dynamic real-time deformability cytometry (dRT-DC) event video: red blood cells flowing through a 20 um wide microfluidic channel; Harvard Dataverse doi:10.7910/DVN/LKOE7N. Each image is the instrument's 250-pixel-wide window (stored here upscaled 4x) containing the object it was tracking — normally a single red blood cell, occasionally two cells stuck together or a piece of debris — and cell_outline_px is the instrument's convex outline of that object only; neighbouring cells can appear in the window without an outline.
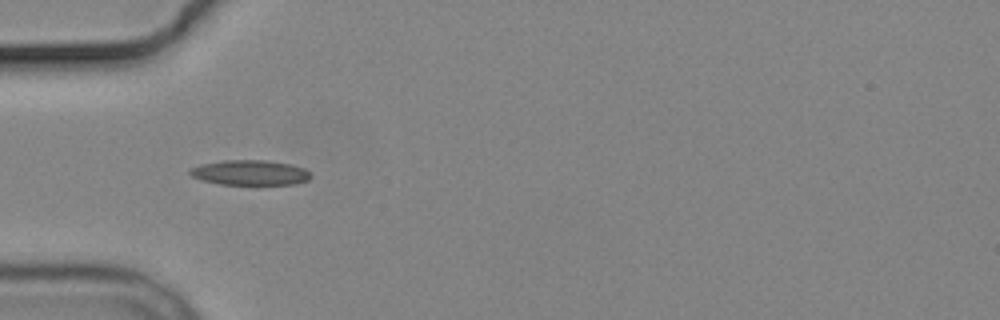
{"species": "common noctule bat (a hibernating species)", "species_latin": "Nyctalus noctula", "temperature_condition": "cold", "stored_images_in_passage": 3, "camera_frame_rate_fps": 3000, "um_per_image_px": 0.085, "animal": {"sex": "male", "body_mass_g": 19.2, "forearm_length_mm": 51.8}, "frame": {"image": 1, "passage_image": 2, "time_ms": 1.333, "image_size_px": [1000, 320], "cell_outline_px": [[312, 176], [308, 180], [296, 184], [220, 184], [200, 180], [192, 176], [188, 172], [192, 168], [200, 164], [224, 160], [264, 160], [288, 164], [304, 168]], "centroid_in_image_um": [21.23, 14.67], "position_along_channel_um": 63.8, "area_um2": 17.51}}
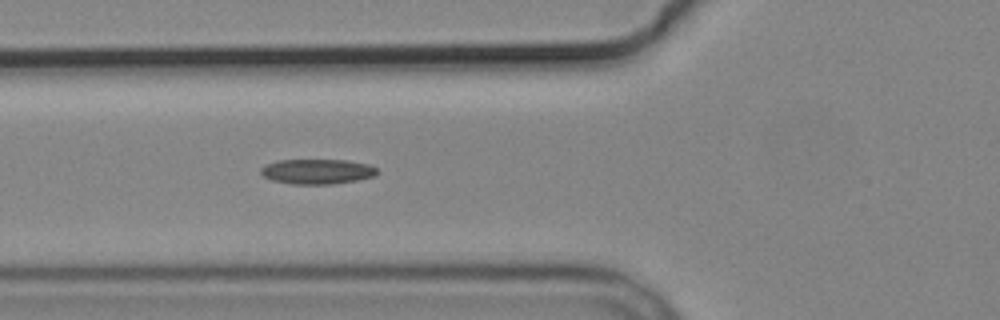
{"frame": {"image": 2, "passage_image": 3, "time_ms": 2.333, "image_size_px": [1000, 320], "cell_outline_px": [[380, 172], [376, 176], [356, 180], [332, 184], [292, 184], [272, 180], [264, 176], [260, 172], [260, 168], [276, 160], [348, 160], [368, 164], [376, 168]], "centroid_in_image_um": [26.99, 14.57], "position_along_channel_um": 98.8, "area_um2": 16.99}}